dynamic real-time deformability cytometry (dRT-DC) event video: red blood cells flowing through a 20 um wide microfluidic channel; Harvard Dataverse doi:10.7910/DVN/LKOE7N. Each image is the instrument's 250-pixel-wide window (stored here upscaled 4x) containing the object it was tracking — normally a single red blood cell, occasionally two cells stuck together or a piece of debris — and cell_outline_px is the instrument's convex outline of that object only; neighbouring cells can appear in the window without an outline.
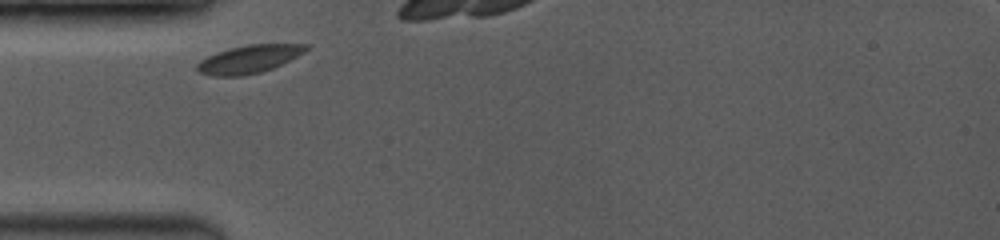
{"species": "common noctule bat (a hibernating species)", "species_latin": "Nyctalus noctula", "temperature_condition": "room temperature", "stored_images_in_passage": 13, "camera_frame_rate_fps": 3500, "um_per_image_px": 0.085, "animal": {"sex": "female", "body_mass_g": 19.0, "forearm_length_mm": 53.3}, "frame": {"image": 1, "passage_image": 1, "time_ms": 0.0, "image_size_px": [1000, 240], "cell_outline_px": [[308, 48], [304, 52], [272, 68], [260, 72], [240, 76], [212, 76], [196, 72], [196, 64], [200, 60], [216, 52], [248, 44], [308, 44]], "centroid_in_image_um": [21.1, 5.03], "position_along_channel_um": 63.9, "area_um2": 17.57}}
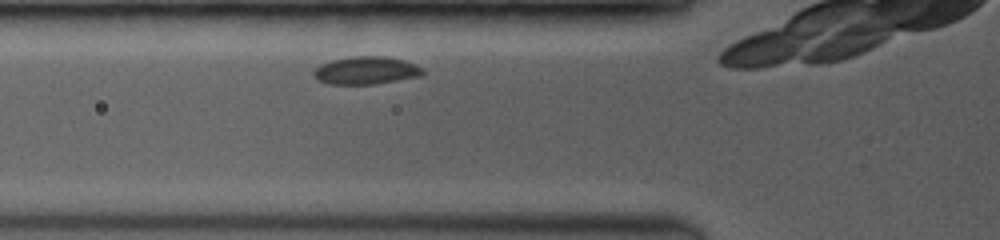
{"frame": {"image": 2, "passage_image": 3, "time_ms": 0.857, "image_size_px": [1000, 240], "cell_outline_px": [[424, 72], [420, 76], [372, 84], [328, 84], [316, 80], [312, 72], [320, 64], [332, 60], [356, 56], [384, 56], [404, 60], [420, 68]], "centroid_in_image_um": [31.04, 5.99], "position_along_channel_um": 94.8, "area_um2": 17.4}}
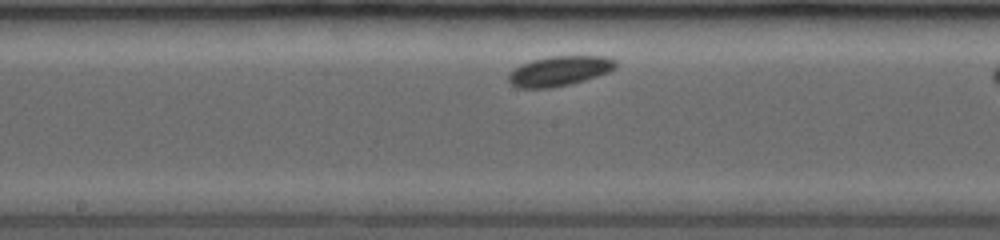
{"frame": {"image": 3, "passage_image": 10, "time_ms": 3.714, "image_size_px": [1000, 240], "cell_outline_px": [[620, 64], [616, 68], [608, 72], [584, 80], [552, 88], [516, 88], [508, 84], [508, 72], [520, 64], [532, 60], [552, 56], [604, 56], [616, 60]], "centroid_in_image_um": [47.52, 6.04], "position_along_channel_um": 200.7, "area_um2": 18.9}}